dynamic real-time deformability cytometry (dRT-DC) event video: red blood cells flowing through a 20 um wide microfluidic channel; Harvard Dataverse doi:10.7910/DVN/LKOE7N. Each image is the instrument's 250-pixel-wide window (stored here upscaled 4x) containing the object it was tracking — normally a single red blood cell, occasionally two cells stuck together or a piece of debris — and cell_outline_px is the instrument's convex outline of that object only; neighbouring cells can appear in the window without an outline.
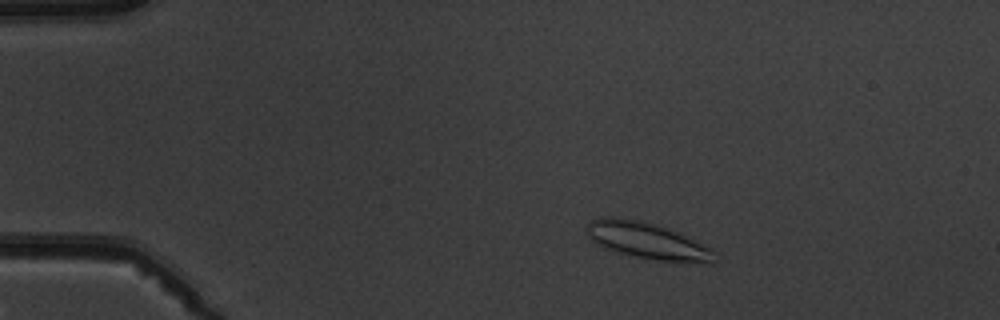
{"species": "common noctule bat (a hibernating species)", "species_latin": "Nyctalus noctula", "temperature_condition": "warm", "stored_images_in_passage": 4, "camera_frame_rate_fps": 3000, "um_per_image_px": 0.085, "animal": {"sex": "male", "body_mass_g": 19.5, "forearm_length_mm": 54.6}, "frame": {"image": 1, "passage_image": 2, "time_ms": 1.0, "image_size_px": [1000, 320], "cell_outline_px": [[712, 252], [708, 260], [656, 260], [616, 252], [604, 248], [596, 244], [588, 236], [584, 228], [592, 220], [600, 216], [620, 216], [668, 228], [708, 248]], "centroid_in_image_um": [54.73, 20.38], "position_along_channel_um": 30.3, "area_um2": 25.78}}